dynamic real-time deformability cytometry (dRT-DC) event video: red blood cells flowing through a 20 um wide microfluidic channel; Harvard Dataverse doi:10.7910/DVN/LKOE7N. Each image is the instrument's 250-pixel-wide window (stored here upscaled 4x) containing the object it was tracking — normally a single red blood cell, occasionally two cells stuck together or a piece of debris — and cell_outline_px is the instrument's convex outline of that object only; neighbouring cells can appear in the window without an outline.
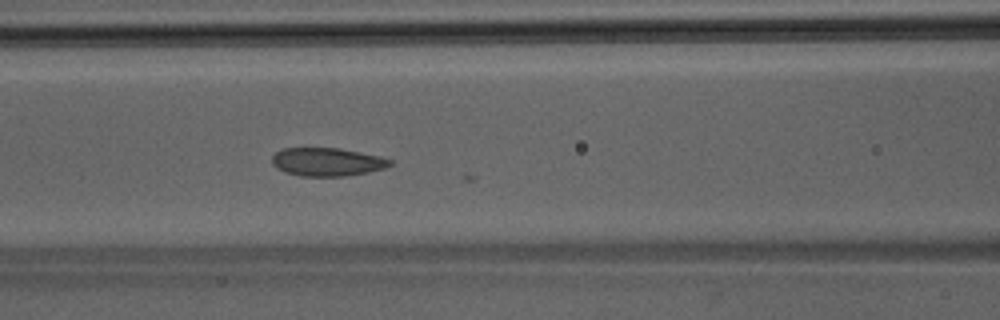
{"species": "Egyptian fruit bat (a non-hibernating species)", "species_latin": "Rousettus aegyptiacus", "temperature_condition": "room temperature", "stored_images_in_passage": 25, "camera_frame_rate_fps": 3000, "um_per_image_px": 0.085, "animal": {"sex": "male"}, "frame": {"image": 1, "passage_image": 19, "time_ms": 6.0, "image_size_px": [1000, 320], "cell_outline_px": [[392, 164], [384, 168], [368, 172], [344, 176], [300, 176], [284, 172], [276, 168], [272, 164], [272, 156], [280, 148], [340, 148], [380, 156], [392, 160]], "centroid_in_image_um": [27.77, 13.76], "position_along_channel_um": 138.8, "area_um2": 19.54}}
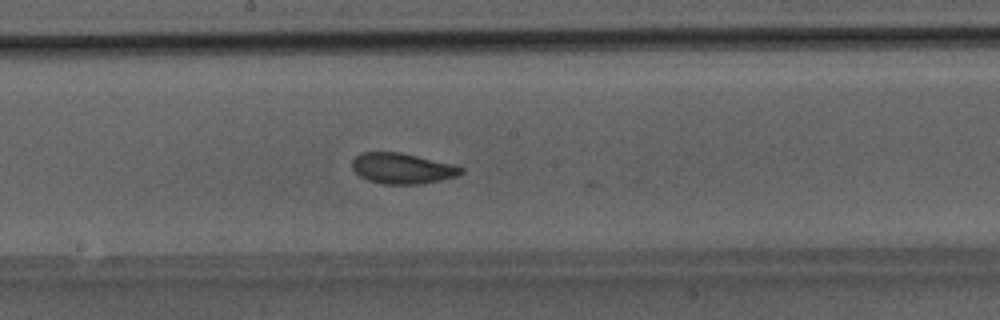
{"frame": {"image": 2, "passage_image": 24, "time_ms": 7.667, "image_size_px": [1000, 320], "cell_outline_px": [[464, 172], [456, 176], [424, 184], [384, 184], [368, 180], [360, 176], [352, 168], [352, 160], [360, 152], [400, 152], [452, 164], [464, 168]], "centroid_in_image_um": [34.18, 14.31], "position_along_channel_um": 214.0, "area_um2": 19.42}}